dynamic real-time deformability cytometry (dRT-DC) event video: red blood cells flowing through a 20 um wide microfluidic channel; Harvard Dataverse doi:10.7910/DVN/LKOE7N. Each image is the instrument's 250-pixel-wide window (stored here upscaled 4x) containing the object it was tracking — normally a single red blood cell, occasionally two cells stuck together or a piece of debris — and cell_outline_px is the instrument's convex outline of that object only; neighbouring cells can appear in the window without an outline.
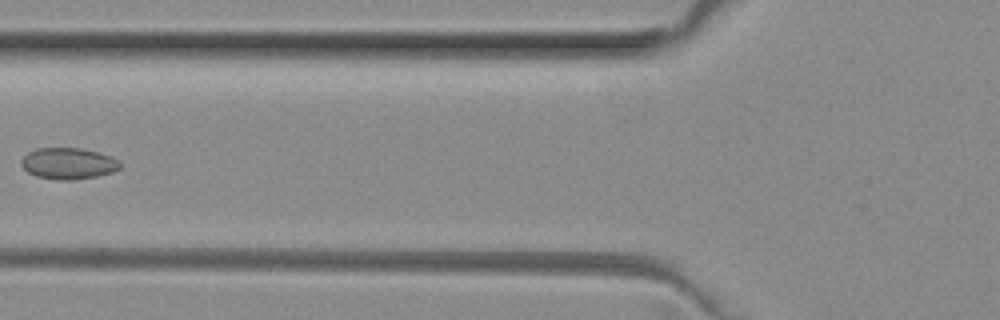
{"species": "common noctule bat (a hibernating species)", "species_latin": "Nyctalus noctula", "temperature_condition": "room temperature", "stored_images_in_passage": 6, "camera_frame_rate_fps": 3000, "um_per_image_px": 0.085, "animal": {"sex": "female", "body_mass_g": 29.2, "forearm_length_mm": 56.3}, "frame": {"image": 1, "passage_image": 6, "time_ms": 1.667, "image_size_px": [1000, 320], "cell_outline_px": [[120, 168], [112, 172], [96, 176], [72, 180], [56, 180], [36, 176], [28, 172], [20, 164], [20, 160], [28, 152], [36, 148], [80, 148], [100, 152], [112, 156], [120, 160]], "centroid_in_image_um": [5.81, 13.89], "position_along_channel_um": 120.0, "area_um2": 18.21}}